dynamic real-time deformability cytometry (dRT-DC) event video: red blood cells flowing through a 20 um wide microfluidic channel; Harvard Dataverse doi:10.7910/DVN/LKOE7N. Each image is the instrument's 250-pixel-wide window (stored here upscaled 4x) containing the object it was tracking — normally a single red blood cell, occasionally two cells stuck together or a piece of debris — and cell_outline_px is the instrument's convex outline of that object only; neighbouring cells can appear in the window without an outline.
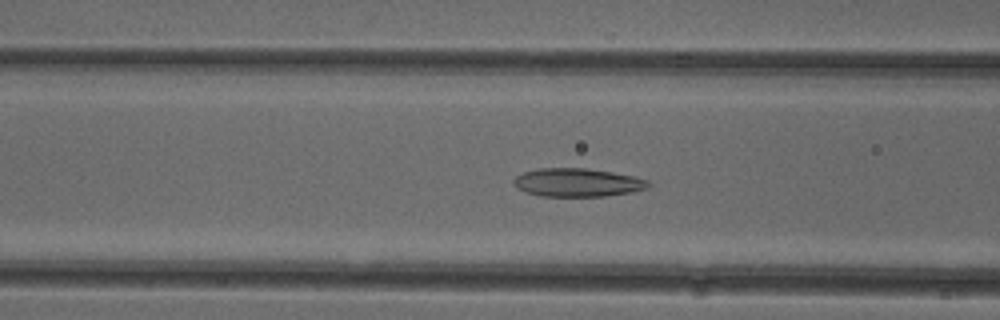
{"species": "common noctule bat (a hibernating species)", "species_latin": "Nyctalus noctula", "temperature_condition": "cold", "stored_images_in_passage": 52, "camera_frame_rate_fps": 3000, "um_per_image_px": 0.085, "animal": {"sex": "female"}, "frame": {"image": 1, "passage_image": 20, "time_ms": 6.333, "image_size_px": [1000, 320], "cell_outline_px": [[652, 184], [648, 188], [632, 192], [604, 196], [540, 196], [524, 192], [512, 184], [512, 180], [516, 176], [524, 172], [536, 168], [584, 168], [612, 172], [632, 176], [648, 180]], "centroid_in_image_um": [49.06, 15.51], "position_along_channel_um": 117.5, "area_um2": 22.37}}
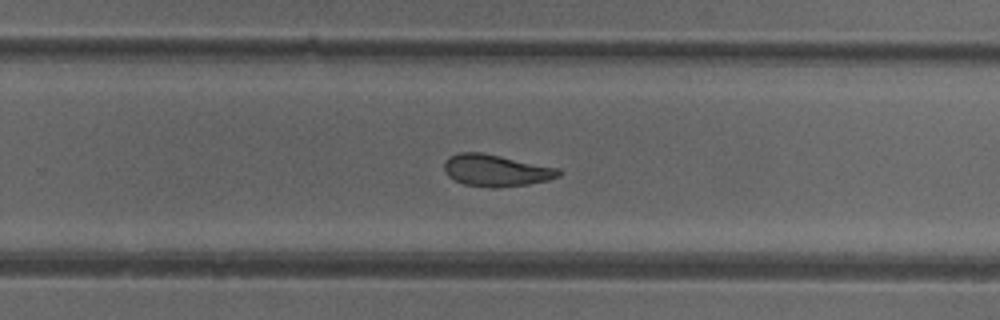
{"frame": {"image": 2, "passage_image": 33, "time_ms": 10.667, "image_size_px": [1000, 320], "cell_outline_px": [[564, 172], [560, 176], [548, 180], [528, 184], [496, 188], [488, 188], [464, 184], [448, 176], [444, 172], [444, 160], [448, 156], [460, 152], [480, 152], [560, 168]], "centroid_in_image_um": [42.16, 14.49], "position_along_channel_um": 287.6, "area_um2": 21.44}}
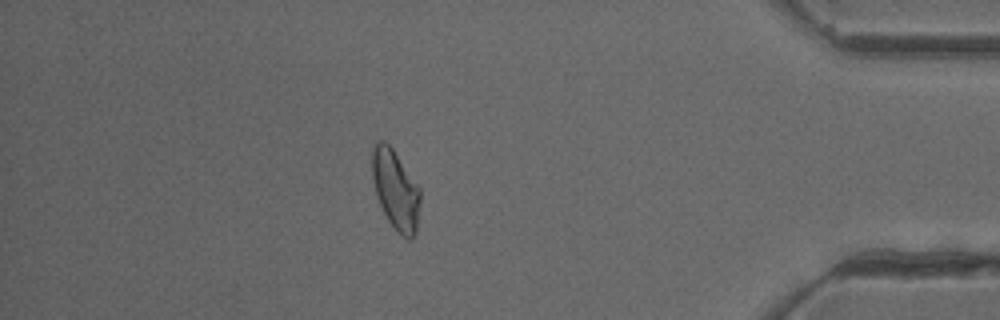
{"frame": {"image": 3, "passage_image": 45, "time_ms": 14.667, "image_size_px": [1000, 320], "cell_outline_px": [[420, 200], [416, 232], [412, 240], [408, 240], [388, 220], [380, 204], [376, 192], [372, 176], [372, 148], [380, 140], [384, 140], [392, 148], [420, 188]], "centroid_in_image_um": [33.63, 16.12], "position_along_channel_um": 401.6, "area_um2": 21.85}, "authors_computed_cell_mechanics": {"area_um2": 22.6865, "velocity_mm_per_s": 3.9277, "shape_relaxation_time_tau1_ms": 9.0002, "shape_relaxation_time_tau2_ms": 2.4417, "deformation_change_tau1": 0.2048, "deformation_change_tau2": 0.1049}}